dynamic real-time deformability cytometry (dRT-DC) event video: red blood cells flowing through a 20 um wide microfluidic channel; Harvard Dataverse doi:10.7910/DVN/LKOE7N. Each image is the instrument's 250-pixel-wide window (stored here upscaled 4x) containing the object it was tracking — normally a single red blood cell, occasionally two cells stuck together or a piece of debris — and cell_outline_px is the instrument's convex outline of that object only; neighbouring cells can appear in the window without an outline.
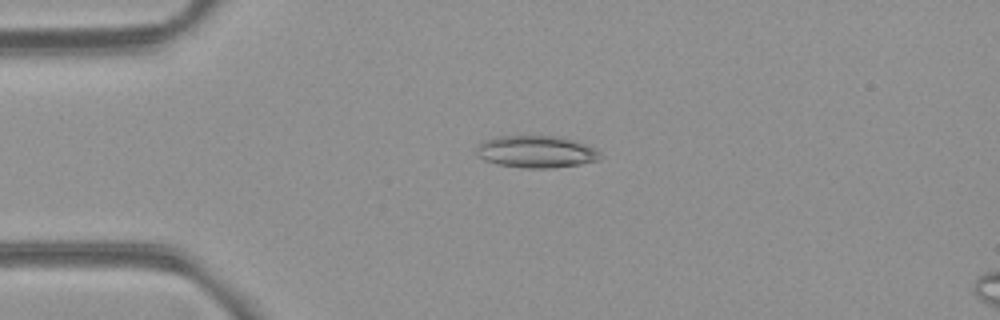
{"species": "common noctule bat (a hibernating species)", "species_latin": "Nyctalus noctula", "temperature_condition": "room temperature", "stored_images_in_passage": 5, "camera_frame_rate_fps": 3000, "um_per_image_px": 0.085, "animal": {"sex": "female", "body_mass_g": 21.9}, "frame": {"image": 1, "passage_image": 3, "time_ms": 2.333, "image_size_px": [1000, 320], "cell_outline_px": [[604, 156], [600, 160], [580, 164], [548, 168], [524, 168], [496, 164], [484, 160], [476, 152], [476, 148], [484, 140], [500, 136], [556, 136], [572, 140], [584, 144], [600, 152]], "centroid_in_image_um": [45.58, 12.9], "position_along_channel_um": 39.4, "area_um2": 23.0}}